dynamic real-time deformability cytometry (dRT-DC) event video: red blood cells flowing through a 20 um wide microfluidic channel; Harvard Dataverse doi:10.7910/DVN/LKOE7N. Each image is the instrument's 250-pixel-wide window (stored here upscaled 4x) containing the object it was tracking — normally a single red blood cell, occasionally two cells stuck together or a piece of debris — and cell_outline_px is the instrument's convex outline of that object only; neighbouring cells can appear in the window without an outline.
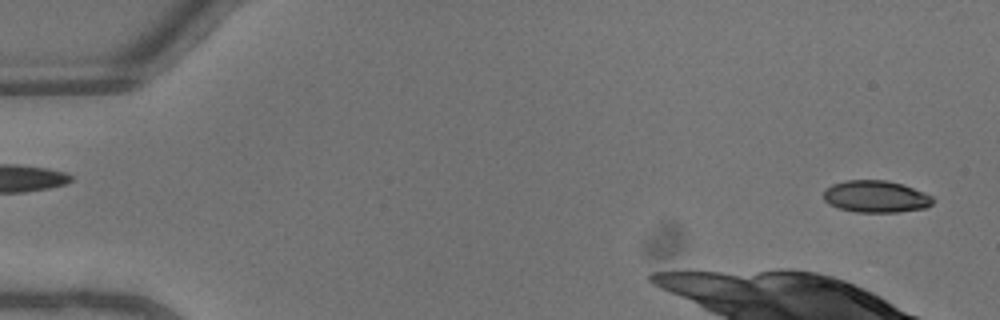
{"species": "common noctule bat (a hibernating species)", "species_latin": "Nyctalus noctula", "temperature_condition": "warm", "stored_images_in_passage": 8, "camera_frame_rate_fps": 3000, "um_per_image_px": 0.085, "animal": {"sex": "male", "body_mass_g": 13.3}, "frame": {"image": 1, "passage_image": 1, "time_ms": 0.0, "image_size_px": [1000, 320], "cell_outline_px": [[936, 200], [932, 204], [924, 208], [896, 212], [856, 212], [840, 208], [828, 204], [824, 200], [824, 188], [832, 184], [844, 180], [884, 180], [900, 184], [924, 192], [932, 196]], "centroid_in_image_um": [74.42, 16.7], "position_along_channel_um": 10.6, "area_um2": 20.35}}